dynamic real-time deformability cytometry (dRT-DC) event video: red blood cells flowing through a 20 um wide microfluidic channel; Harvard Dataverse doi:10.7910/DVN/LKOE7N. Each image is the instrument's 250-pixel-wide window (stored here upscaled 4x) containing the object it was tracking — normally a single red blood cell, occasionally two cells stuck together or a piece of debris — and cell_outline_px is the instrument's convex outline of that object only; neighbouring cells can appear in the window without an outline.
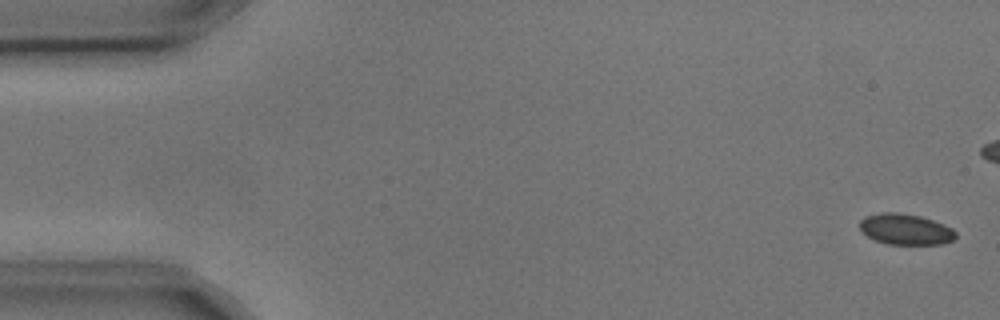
{"species": "common noctule bat (a hibernating species)", "species_latin": "Nyctalus noctula", "temperature_condition": "cold", "stored_images_in_passage": 5, "camera_frame_rate_fps": 3000, "um_per_image_px": 0.085, "animal": {"sex": "male", "body_mass_g": 17.9, "forearm_length_mm": 54.2}, "frame": {"image": 1, "passage_image": 1, "time_ms": 0.0, "image_size_px": [1000, 320], "cell_outline_px": [[956, 236], [952, 240], [944, 244], [888, 244], [876, 240], [868, 236], [860, 228], [860, 220], [864, 216], [880, 212], [896, 212], [920, 216], [944, 224], [952, 228], [956, 232]], "centroid_in_image_um": [76.98, 19.48], "position_along_channel_um": 8.0, "area_um2": 17.22}}
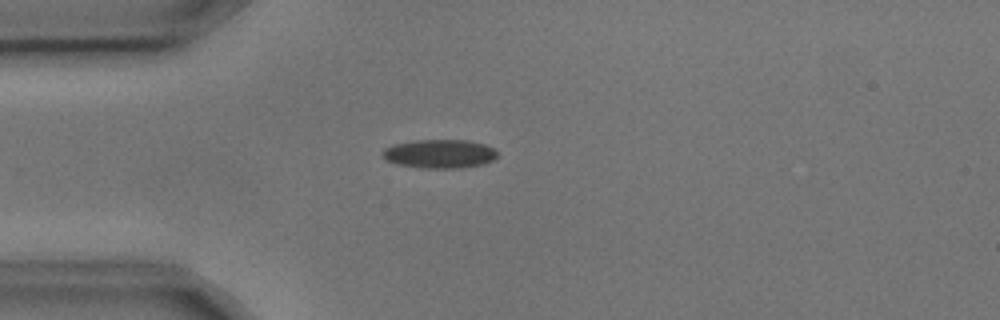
{"frame": {"image": 2, "passage_image": 5, "time_ms": 1.333, "image_size_px": [1000, 320], "cell_outline_px": [[500, 152], [492, 160], [484, 164], [460, 168], [424, 168], [396, 164], [388, 160], [384, 156], [384, 148], [392, 144], [416, 140], [468, 140], [484, 144]], "centroid_in_image_um": [37.39, 13.07], "position_along_channel_um": 47.6, "area_um2": 19.19}}